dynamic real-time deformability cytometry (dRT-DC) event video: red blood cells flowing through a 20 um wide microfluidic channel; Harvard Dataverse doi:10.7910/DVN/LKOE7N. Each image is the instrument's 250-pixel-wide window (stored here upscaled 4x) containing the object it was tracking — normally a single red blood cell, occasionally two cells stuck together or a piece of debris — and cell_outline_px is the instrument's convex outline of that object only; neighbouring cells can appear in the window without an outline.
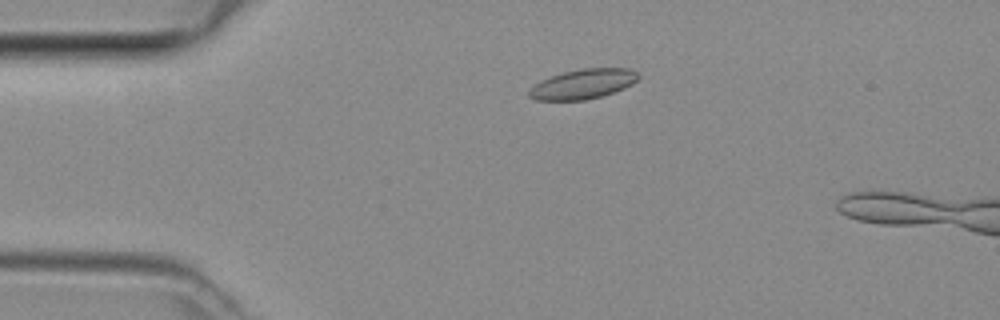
{"species": "common noctule bat (a hibernating species)", "species_latin": "Nyctalus noctula", "temperature_condition": "room temperature", "stored_images_in_passage": 5, "camera_frame_rate_fps": 3000, "um_per_image_px": 0.085, "animal": {"sex": "female", "body_mass_g": 29.2, "forearm_length_mm": 56.3}, "frame": {"image": 1, "passage_image": 3, "time_ms": 0.667, "image_size_px": [1000, 320], "cell_outline_px": [[640, 76], [632, 84], [624, 88], [600, 96], [584, 100], [536, 100], [528, 96], [528, 92], [540, 80], [564, 72], [580, 68], [628, 68], [636, 72]], "centroid_in_image_um": [49.55, 7.13], "position_along_channel_um": 35.4, "area_um2": 18.73}}